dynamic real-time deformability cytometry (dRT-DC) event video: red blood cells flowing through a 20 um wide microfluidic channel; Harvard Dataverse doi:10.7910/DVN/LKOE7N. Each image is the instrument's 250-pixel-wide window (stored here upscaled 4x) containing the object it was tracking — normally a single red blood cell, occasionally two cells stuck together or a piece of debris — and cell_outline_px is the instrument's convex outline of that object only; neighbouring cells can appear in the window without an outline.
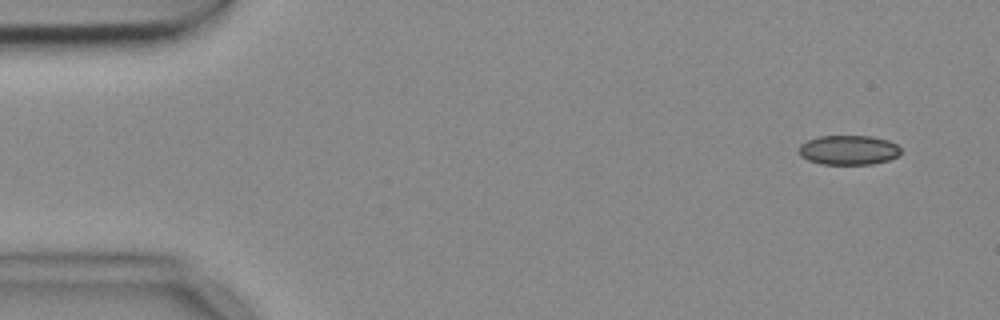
{"species": "common noctule bat (a hibernating species)", "species_latin": "Nyctalus noctula", "temperature_condition": "cold", "stored_images_in_passage": 5, "camera_frame_rate_fps": 3000, "um_per_image_px": 0.085, "animal": {"sex": "female", "body_mass_g": 18.4}, "frame": {"image": 1, "passage_image": 1, "time_ms": 0.0, "image_size_px": [1000, 320], "cell_outline_px": [[900, 156], [888, 160], [872, 164], [820, 164], [808, 160], [800, 156], [800, 144], [816, 136], [872, 136], [888, 140], [896, 144], [900, 148]], "centroid_in_image_um": [72.14, 12.75], "position_along_channel_um": 12.9, "area_um2": 17.63}}
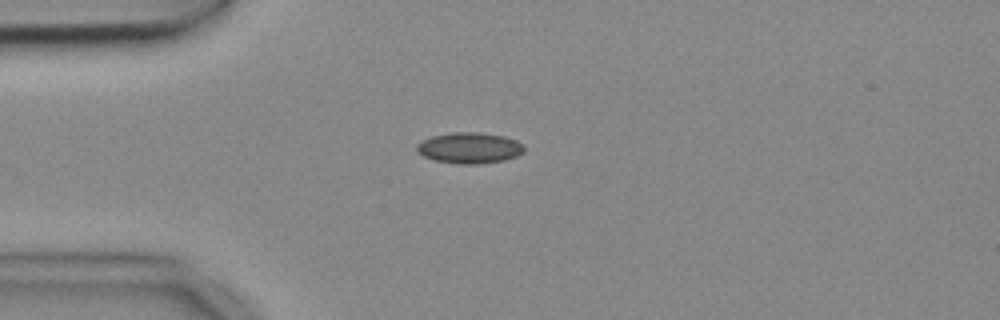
{"frame": {"image": 2, "passage_image": 4, "time_ms": 1.0, "image_size_px": [1000, 320], "cell_outline_px": [[524, 152], [516, 156], [504, 160], [480, 164], [456, 164], [432, 160], [416, 152], [416, 144], [432, 136], [452, 132], [476, 132], [504, 136], [516, 140], [524, 144]], "centroid_in_image_um": [39.9, 12.58], "position_along_channel_um": 45.1, "area_um2": 19.54}}